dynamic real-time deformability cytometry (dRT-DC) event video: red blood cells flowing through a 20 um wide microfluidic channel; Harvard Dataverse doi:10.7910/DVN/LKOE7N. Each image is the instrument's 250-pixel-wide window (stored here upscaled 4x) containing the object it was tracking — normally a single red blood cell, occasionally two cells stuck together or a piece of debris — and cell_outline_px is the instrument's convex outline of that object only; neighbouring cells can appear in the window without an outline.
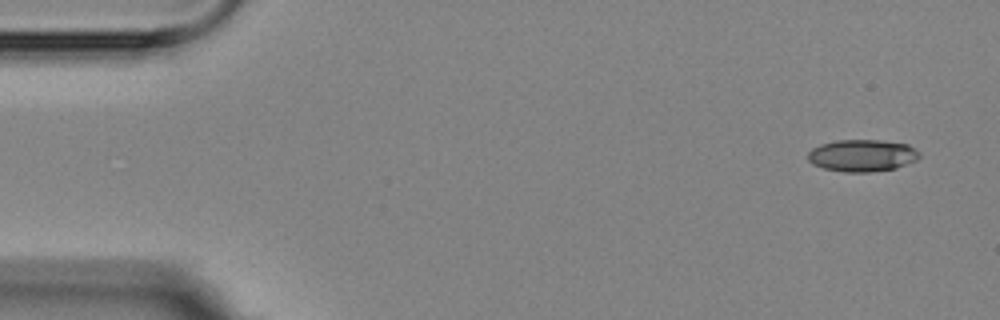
{"species": "Egyptian fruit bat (a non-hibernating species)", "species_latin": "Rousettus aegyptiacus", "temperature_condition": "room temperature", "stored_images_in_passage": 6, "camera_frame_rate_fps": 3000, "um_per_image_px": 0.085, "animal": {"sex": "female"}, "frame": {"image": 1, "passage_image": 1, "time_ms": 0.0, "image_size_px": [1000, 320], "cell_outline_px": [[920, 156], [916, 160], [896, 168], [872, 172], [844, 172], [824, 168], [812, 164], [808, 160], [808, 152], [812, 148], [820, 144], [836, 140], [880, 140], [908, 144], [920, 152]], "centroid_in_image_um": [73.28, 13.21], "position_along_channel_um": 11.7, "area_um2": 20.92}}
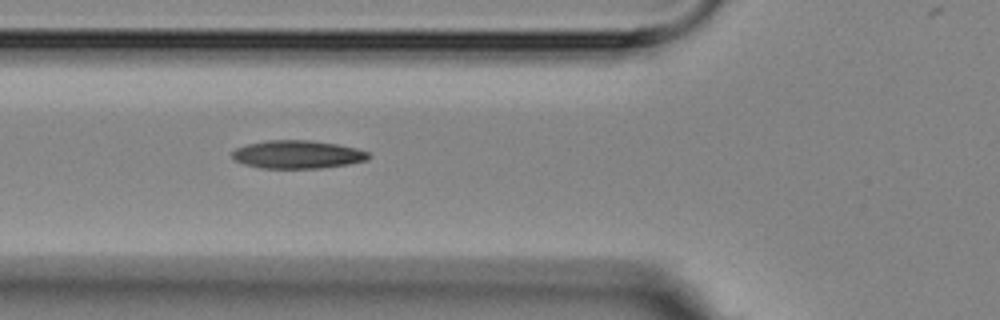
{"frame": {"image": 2, "passage_image": 5, "time_ms": 5.667, "image_size_px": [1000, 320], "cell_outline_px": [[372, 156], [368, 160], [348, 164], [320, 168], [260, 168], [244, 164], [236, 160], [232, 156], [232, 152], [236, 148], [248, 144], [268, 140], [312, 140], [336, 144], [356, 148], [368, 152]], "centroid_in_image_um": [25.31, 13.13], "position_along_channel_um": 100.5, "area_um2": 22.31}}
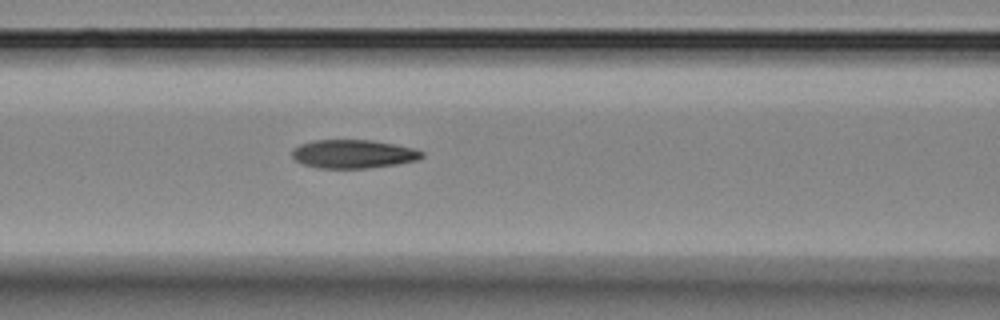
{"frame": {"image": 3, "passage_image": 6, "time_ms": 6.667, "image_size_px": [1000, 320], "cell_outline_px": [[424, 156], [420, 160], [396, 164], [368, 168], [320, 168], [304, 164], [296, 160], [292, 156], [292, 148], [300, 144], [316, 140], [372, 140], [412, 148], [424, 152]], "centroid_in_image_um": [30.04, 13.09], "position_along_channel_um": 136.6, "area_um2": 21.5}}